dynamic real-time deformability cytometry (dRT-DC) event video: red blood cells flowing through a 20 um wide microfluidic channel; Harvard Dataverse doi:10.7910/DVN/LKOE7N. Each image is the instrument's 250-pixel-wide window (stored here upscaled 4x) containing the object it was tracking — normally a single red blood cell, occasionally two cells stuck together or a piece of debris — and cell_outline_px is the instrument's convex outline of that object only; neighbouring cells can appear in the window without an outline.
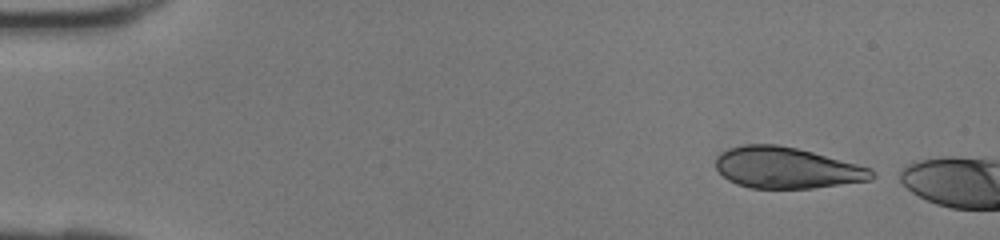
{"species": "human", "species_latin": "Homo sapiens", "temperature_condition": "room temperature", "stored_images_in_passage": 4, "camera_frame_rate_fps": 3000, "um_per_image_px": 0.085, "donor": {"sex": "female"}, "frame": {"image": 1, "passage_image": 1, "time_ms": 0.0, "image_size_px": [1000, 240], "cell_outline_px": [[876, 176], [872, 180], [812, 188], [748, 188], [736, 184], [728, 180], [716, 168], [716, 156], [720, 152], [728, 148], [744, 144], [776, 144], [796, 148], [812, 152], [872, 168], [876, 172]], "centroid_in_image_um": [66.87, 14.26], "position_along_channel_um": 18.1, "area_um2": 37.57}}